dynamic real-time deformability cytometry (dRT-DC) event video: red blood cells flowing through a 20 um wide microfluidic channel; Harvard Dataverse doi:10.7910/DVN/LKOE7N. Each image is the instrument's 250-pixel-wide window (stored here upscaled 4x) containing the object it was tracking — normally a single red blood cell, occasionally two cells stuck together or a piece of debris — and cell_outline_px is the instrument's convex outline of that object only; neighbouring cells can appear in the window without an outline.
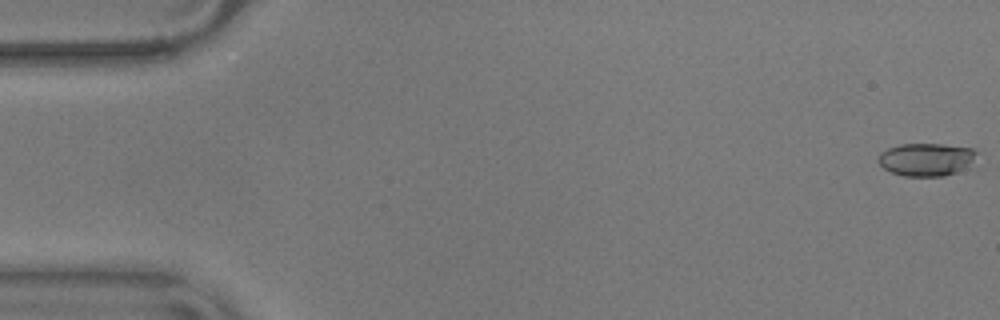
{"species": "common noctule bat (a hibernating species)", "species_latin": "Nyctalus noctula", "temperature_condition": "warm", "stored_images_in_passage": 15, "camera_frame_rate_fps": 3000, "um_per_image_px": 0.085, "animal": {"sex": "male", "body_mass_g": 17.9}, "frame": {"image": 1, "passage_image": 1, "time_ms": 0.0, "image_size_px": [1000, 320], "cell_outline_px": [[976, 152], [972, 160], [956, 172], [944, 176], [904, 176], [892, 172], [884, 168], [880, 164], [880, 152], [888, 148], [900, 144], [940, 144], [972, 148]], "centroid_in_image_um": [78.68, 13.54], "position_along_channel_um": 6.3, "area_um2": 18.32}}
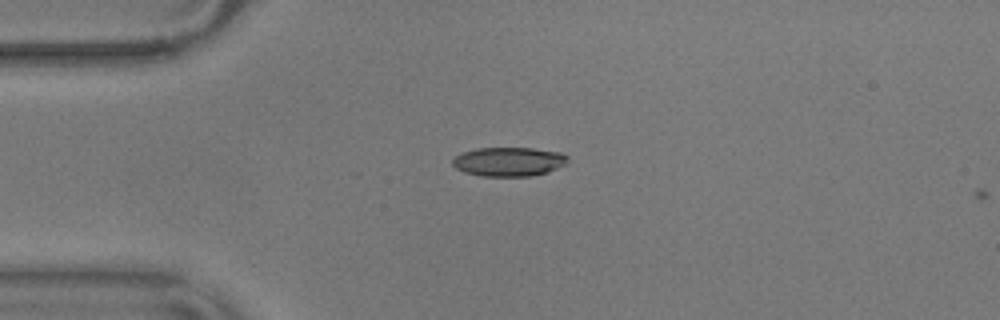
{"frame": {"image": 2, "passage_image": 14, "time_ms": 4.333, "image_size_px": [1000, 320], "cell_outline_px": [[568, 156], [564, 164], [548, 172], [528, 176], [480, 176], [464, 172], [456, 168], [452, 164], [452, 160], [456, 156], [464, 152], [476, 148], [532, 148], [560, 152]], "centroid_in_image_um": [43.22, 13.74], "position_along_channel_um": 41.8, "area_um2": 19.36}}